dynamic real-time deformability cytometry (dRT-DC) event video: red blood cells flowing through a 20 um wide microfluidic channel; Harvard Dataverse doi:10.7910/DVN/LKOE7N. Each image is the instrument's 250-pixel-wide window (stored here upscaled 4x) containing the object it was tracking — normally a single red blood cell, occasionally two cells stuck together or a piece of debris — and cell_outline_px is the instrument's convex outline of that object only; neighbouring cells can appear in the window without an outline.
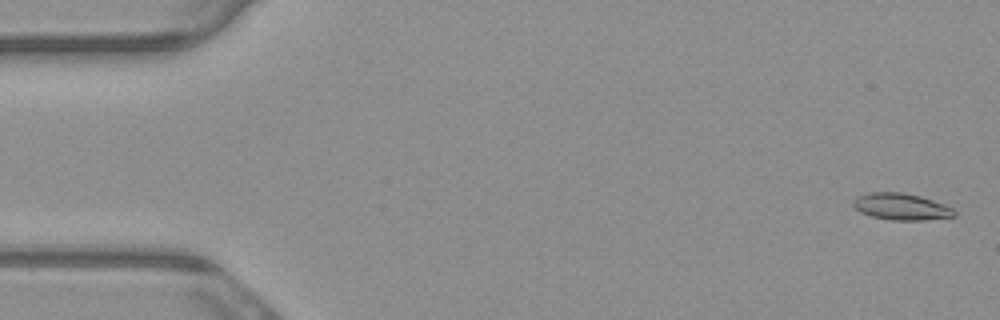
{"species": "common noctule bat (a hibernating species)", "species_latin": "Nyctalus noctula", "temperature_condition": "warm", "stored_images_in_passage": 5, "camera_frame_rate_fps": 3000, "um_per_image_px": 0.085, "animal": {"sex": "male", "body_mass_g": 23.1, "forearm_length_mm": 52.7}, "frame": {"image": 1, "passage_image": 1, "time_ms": 0.0, "image_size_px": [1000, 320], "cell_outline_px": [[956, 216], [924, 220], [892, 220], [872, 216], [860, 212], [852, 204], [852, 200], [856, 196], [868, 192], [900, 192], [920, 196], [944, 204], [952, 208], [956, 212]], "centroid_in_image_um": [76.58, 17.56], "position_along_channel_um": 8.4, "area_um2": 15.72}}
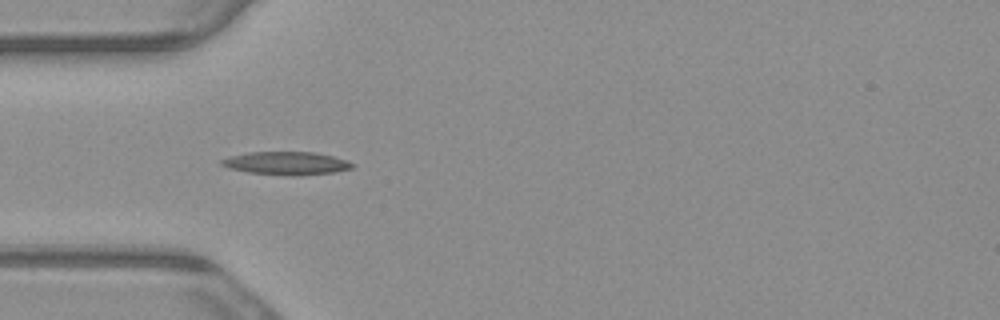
{"frame": {"image": 2, "passage_image": 5, "time_ms": 1.333, "image_size_px": [1000, 320], "cell_outline_px": [[356, 164], [352, 168], [336, 172], [292, 176], [248, 172], [228, 168], [220, 164], [220, 160], [228, 156], [248, 152], [316, 152], [348, 160]], "centroid_in_image_um": [24.35, 13.87], "position_along_channel_um": 60.7, "area_um2": 17.74}}